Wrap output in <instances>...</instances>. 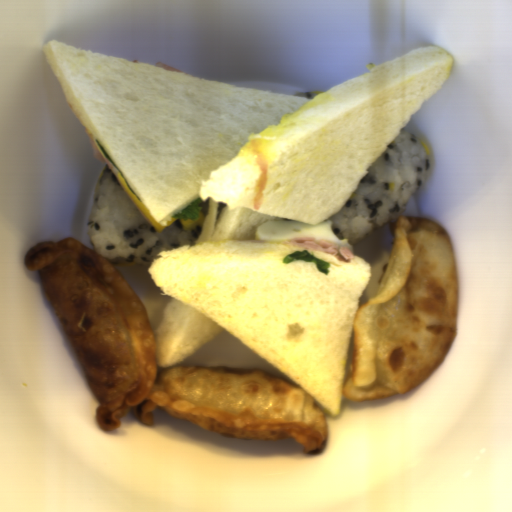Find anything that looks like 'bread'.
I'll use <instances>...</instances> for the list:
<instances>
[{
    "label": "bread",
    "instance_id": "bread-1",
    "mask_svg": "<svg viewBox=\"0 0 512 512\" xmlns=\"http://www.w3.org/2000/svg\"><path fill=\"white\" fill-rule=\"evenodd\" d=\"M66 101L157 223L209 200L194 245L148 265L171 297L152 332L176 367L223 332L339 416L368 261L291 241H257L268 221L327 222L448 79L454 57L428 46L313 99L248 89L90 52L43 47ZM308 250L330 264L282 258Z\"/></svg>",
    "mask_w": 512,
    "mask_h": 512
}]
</instances>
